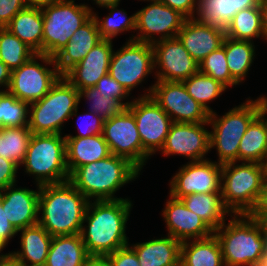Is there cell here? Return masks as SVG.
<instances>
[{"label":"cell","instance_id":"cell-1","mask_svg":"<svg viewBox=\"0 0 267 266\" xmlns=\"http://www.w3.org/2000/svg\"><path fill=\"white\" fill-rule=\"evenodd\" d=\"M132 202L129 199L89 201L84 216L81 238L90 256L106 257L129 245L126 223Z\"/></svg>","mask_w":267,"mask_h":266},{"label":"cell","instance_id":"cell-2","mask_svg":"<svg viewBox=\"0 0 267 266\" xmlns=\"http://www.w3.org/2000/svg\"><path fill=\"white\" fill-rule=\"evenodd\" d=\"M89 200L69 181L40 186V224L52 237L80 234Z\"/></svg>","mask_w":267,"mask_h":266},{"label":"cell","instance_id":"cell-3","mask_svg":"<svg viewBox=\"0 0 267 266\" xmlns=\"http://www.w3.org/2000/svg\"><path fill=\"white\" fill-rule=\"evenodd\" d=\"M140 170L127 158L110 154L104 159L76 168L69 182L89 201L119 200L116 191L126 183L137 179Z\"/></svg>","mask_w":267,"mask_h":266},{"label":"cell","instance_id":"cell-4","mask_svg":"<svg viewBox=\"0 0 267 266\" xmlns=\"http://www.w3.org/2000/svg\"><path fill=\"white\" fill-rule=\"evenodd\" d=\"M214 231L224 266H255L267 254V234L250 214H233Z\"/></svg>","mask_w":267,"mask_h":266},{"label":"cell","instance_id":"cell-5","mask_svg":"<svg viewBox=\"0 0 267 266\" xmlns=\"http://www.w3.org/2000/svg\"><path fill=\"white\" fill-rule=\"evenodd\" d=\"M236 163L221 165L222 201L233 214H250L261 193L266 165L253 162H242L241 165Z\"/></svg>","mask_w":267,"mask_h":266},{"label":"cell","instance_id":"cell-6","mask_svg":"<svg viewBox=\"0 0 267 266\" xmlns=\"http://www.w3.org/2000/svg\"><path fill=\"white\" fill-rule=\"evenodd\" d=\"M79 90L64 76L40 100L30 103L28 127L33 134H62V124L77 116Z\"/></svg>","mask_w":267,"mask_h":266},{"label":"cell","instance_id":"cell-7","mask_svg":"<svg viewBox=\"0 0 267 266\" xmlns=\"http://www.w3.org/2000/svg\"><path fill=\"white\" fill-rule=\"evenodd\" d=\"M264 96L256 100H247L245 103L234 107L221 117L216 112L209 114L210 149L216 148L218 164L238 162L239 143L250 123L260 114Z\"/></svg>","mask_w":267,"mask_h":266},{"label":"cell","instance_id":"cell-8","mask_svg":"<svg viewBox=\"0 0 267 266\" xmlns=\"http://www.w3.org/2000/svg\"><path fill=\"white\" fill-rule=\"evenodd\" d=\"M22 165L24 172L35 176L37 185L69 181L65 136L32 134Z\"/></svg>","mask_w":267,"mask_h":266},{"label":"cell","instance_id":"cell-9","mask_svg":"<svg viewBox=\"0 0 267 266\" xmlns=\"http://www.w3.org/2000/svg\"><path fill=\"white\" fill-rule=\"evenodd\" d=\"M43 14L42 54L54 57L74 32L92 17V9L74 0H58L41 8Z\"/></svg>","mask_w":267,"mask_h":266},{"label":"cell","instance_id":"cell-10","mask_svg":"<svg viewBox=\"0 0 267 266\" xmlns=\"http://www.w3.org/2000/svg\"><path fill=\"white\" fill-rule=\"evenodd\" d=\"M43 60L46 65H54L53 70L37 62ZM61 77L53 57L35 54L19 68L11 71L8 92L17 99L29 104L42 99Z\"/></svg>","mask_w":267,"mask_h":266},{"label":"cell","instance_id":"cell-11","mask_svg":"<svg viewBox=\"0 0 267 266\" xmlns=\"http://www.w3.org/2000/svg\"><path fill=\"white\" fill-rule=\"evenodd\" d=\"M127 108L135 117L141 138L143 168L149 156L163 148L173 122L151 96L133 99Z\"/></svg>","mask_w":267,"mask_h":266},{"label":"cell","instance_id":"cell-12","mask_svg":"<svg viewBox=\"0 0 267 266\" xmlns=\"http://www.w3.org/2000/svg\"><path fill=\"white\" fill-rule=\"evenodd\" d=\"M154 70L153 48L149 43L130 41L112 53L108 74L128 93Z\"/></svg>","mask_w":267,"mask_h":266},{"label":"cell","instance_id":"cell-13","mask_svg":"<svg viewBox=\"0 0 267 266\" xmlns=\"http://www.w3.org/2000/svg\"><path fill=\"white\" fill-rule=\"evenodd\" d=\"M148 90L141 97L151 96L172 122H208L210 113L187 92L183 82L157 80Z\"/></svg>","mask_w":267,"mask_h":266},{"label":"cell","instance_id":"cell-14","mask_svg":"<svg viewBox=\"0 0 267 266\" xmlns=\"http://www.w3.org/2000/svg\"><path fill=\"white\" fill-rule=\"evenodd\" d=\"M150 2L136 12V30L140 33L130 37V41L153 44L156 41L177 37L187 18L158 0H150ZM156 33L161 35L157 40L154 36Z\"/></svg>","mask_w":267,"mask_h":266},{"label":"cell","instance_id":"cell-15","mask_svg":"<svg viewBox=\"0 0 267 266\" xmlns=\"http://www.w3.org/2000/svg\"><path fill=\"white\" fill-rule=\"evenodd\" d=\"M103 138L110 153L127 158L140 171L142 170V143L135 117L126 108L119 115L104 120Z\"/></svg>","mask_w":267,"mask_h":266},{"label":"cell","instance_id":"cell-16","mask_svg":"<svg viewBox=\"0 0 267 266\" xmlns=\"http://www.w3.org/2000/svg\"><path fill=\"white\" fill-rule=\"evenodd\" d=\"M157 80L182 82L199 72V63L184 48L178 37L151 44Z\"/></svg>","mask_w":267,"mask_h":266},{"label":"cell","instance_id":"cell-17","mask_svg":"<svg viewBox=\"0 0 267 266\" xmlns=\"http://www.w3.org/2000/svg\"><path fill=\"white\" fill-rule=\"evenodd\" d=\"M170 195L180 199L194 193L221 192V164L210 160L190 161L170 181Z\"/></svg>","mask_w":267,"mask_h":266},{"label":"cell","instance_id":"cell-18","mask_svg":"<svg viewBox=\"0 0 267 266\" xmlns=\"http://www.w3.org/2000/svg\"><path fill=\"white\" fill-rule=\"evenodd\" d=\"M203 123L173 122L170 126L165 144L161 149L165 156L179 154L189 157L191 161H202L210 151V131Z\"/></svg>","mask_w":267,"mask_h":266},{"label":"cell","instance_id":"cell-19","mask_svg":"<svg viewBox=\"0 0 267 266\" xmlns=\"http://www.w3.org/2000/svg\"><path fill=\"white\" fill-rule=\"evenodd\" d=\"M14 187L15 184L6 187L0 192V197L7 219L19 231L38 224L40 185L38 191Z\"/></svg>","mask_w":267,"mask_h":266},{"label":"cell","instance_id":"cell-20","mask_svg":"<svg viewBox=\"0 0 267 266\" xmlns=\"http://www.w3.org/2000/svg\"><path fill=\"white\" fill-rule=\"evenodd\" d=\"M169 197L162 211L168 235L182 243L191 238V240L206 238L214 233L200 216L189 210L180 199L171 195Z\"/></svg>","mask_w":267,"mask_h":266},{"label":"cell","instance_id":"cell-21","mask_svg":"<svg viewBox=\"0 0 267 266\" xmlns=\"http://www.w3.org/2000/svg\"><path fill=\"white\" fill-rule=\"evenodd\" d=\"M112 47V40H101L64 77L79 91L94 87L100 78L108 74Z\"/></svg>","mask_w":267,"mask_h":266},{"label":"cell","instance_id":"cell-22","mask_svg":"<svg viewBox=\"0 0 267 266\" xmlns=\"http://www.w3.org/2000/svg\"><path fill=\"white\" fill-rule=\"evenodd\" d=\"M177 37L189 54L200 63L211 52L219 49L226 37L225 30L187 18Z\"/></svg>","mask_w":267,"mask_h":266},{"label":"cell","instance_id":"cell-23","mask_svg":"<svg viewBox=\"0 0 267 266\" xmlns=\"http://www.w3.org/2000/svg\"><path fill=\"white\" fill-rule=\"evenodd\" d=\"M101 40L103 39L92 16L74 32L67 45L53 57L60 75L64 76L77 65Z\"/></svg>","mask_w":267,"mask_h":266},{"label":"cell","instance_id":"cell-24","mask_svg":"<svg viewBox=\"0 0 267 266\" xmlns=\"http://www.w3.org/2000/svg\"><path fill=\"white\" fill-rule=\"evenodd\" d=\"M181 242L168 235L131 246L140 266H180Z\"/></svg>","mask_w":267,"mask_h":266},{"label":"cell","instance_id":"cell-25","mask_svg":"<svg viewBox=\"0 0 267 266\" xmlns=\"http://www.w3.org/2000/svg\"><path fill=\"white\" fill-rule=\"evenodd\" d=\"M267 97H264L260 114L250 123L239 143L238 161L267 163Z\"/></svg>","mask_w":267,"mask_h":266},{"label":"cell","instance_id":"cell-26","mask_svg":"<svg viewBox=\"0 0 267 266\" xmlns=\"http://www.w3.org/2000/svg\"><path fill=\"white\" fill-rule=\"evenodd\" d=\"M65 141L69 174L80 166L104 159L111 154L102 134L88 137H65Z\"/></svg>","mask_w":267,"mask_h":266},{"label":"cell","instance_id":"cell-27","mask_svg":"<svg viewBox=\"0 0 267 266\" xmlns=\"http://www.w3.org/2000/svg\"><path fill=\"white\" fill-rule=\"evenodd\" d=\"M261 0H199L197 21L226 29L235 14L247 8L258 7Z\"/></svg>","mask_w":267,"mask_h":266},{"label":"cell","instance_id":"cell-28","mask_svg":"<svg viewBox=\"0 0 267 266\" xmlns=\"http://www.w3.org/2000/svg\"><path fill=\"white\" fill-rule=\"evenodd\" d=\"M20 231L21 250L10 254L26 266H45L53 237L40 224Z\"/></svg>","mask_w":267,"mask_h":266},{"label":"cell","instance_id":"cell-29","mask_svg":"<svg viewBox=\"0 0 267 266\" xmlns=\"http://www.w3.org/2000/svg\"><path fill=\"white\" fill-rule=\"evenodd\" d=\"M37 54H42L43 14L41 8L25 7L5 26Z\"/></svg>","mask_w":267,"mask_h":266},{"label":"cell","instance_id":"cell-30","mask_svg":"<svg viewBox=\"0 0 267 266\" xmlns=\"http://www.w3.org/2000/svg\"><path fill=\"white\" fill-rule=\"evenodd\" d=\"M180 266H224L222 249L215 234L182 242Z\"/></svg>","mask_w":267,"mask_h":266},{"label":"cell","instance_id":"cell-31","mask_svg":"<svg viewBox=\"0 0 267 266\" xmlns=\"http://www.w3.org/2000/svg\"><path fill=\"white\" fill-rule=\"evenodd\" d=\"M89 257L80 234L54 236L45 266H83Z\"/></svg>","mask_w":267,"mask_h":266},{"label":"cell","instance_id":"cell-32","mask_svg":"<svg viewBox=\"0 0 267 266\" xmlns=\"http://www.w3.org/2000/svg\"><path fill=\"white\" fill-rule=\"evenodd\" d=\"M180 200L189 210L200 216L213 231L225 223V215L231 214L223 204L221 192L194 193Z\"/></svg>","mask_w":267,"mask_h":266},{"label":"cell","instance_id":"cell-33","mask_svg":"<svg viewBox=\"0 0 267 266\" xmlns=\"http://www.w3.org/2000/svg\"><path fill=\"white\" fill-rule=\"evenodd\" d=\"M253 41L233 40L224 38L222 47L225 49L227 64L231 77L239 84L244 81L255 57Z\"/></svg>","mask_w":267,"mask_h":266},{"label":"cell","instance_id":"cell-34","mask_svg":"<svg viewBox=\"0 0 267 266\" xmlns=\"http://www.w3.org/2000/svg\"><path fill=\"white\" fill-rule=\"evenodd\" d=\"M226 37L233 40L253 41L260 36L265 39L262 29L261 10L258 7L239 11L225 29Z\"/></svg>","mask_w":267,"mask_h":266},{"label":"cell","instance_id":"cell-35","mask_svg":"<svg viewBox=\"0 0 267 266\" xmlns=\"http://www.w3.org/2000/svg\"><path fill=\"white\" fill-rule=\"evenodd\" d=\"M32 134L28 126L0 128V157L22 165Z\"/></svg>","mask_w":267,"mask_h":266},{"label":"cell","instance_id":"cell-36","mask_svg":"<svg viewBox=\"0 0 267 266\" xmlns=\"http://www.w3.org/2000/svg\"><path fill=\"white\" fill-rule=\"evenodd\" d=\"M37 54L26 43L11 33L7 28L0 27V61L11 71L19 68Z\"/></svg>","mask_w":267,"mask_h":266},{"label":"cell","instance_id":"cell-37","mask_svg":"<svg viewBox=\"0 0 267 266\" xmlns=\"http://www.w3.org/2000/svg\"><path fill=\"white\" fill-rule=\"evenodd\" d=\"M182 82L187 92L209 113H212L213 110L207 102L209 103L216 99L227 89L219 81L200 72H197Z\"/></svg>","mask_w":267,"mask_h":266},{"label":"cell","instance_id":"cell-38","mask_svg":"<svg viewBox=\"0 0 267 266\" xmlns=\"http://www.w3.org/2000/svg\"><path fill=\"white\" fill-rule=\"evenodd\" d=\"M29 103L0 90V128L28 126Z\"/></svg>","mask_w":267,"mask_h":266},{"label":"cell","instance_id":"cell-39","mask_svg":"<svg viewBox=\"0 0 267 266\" xmlns=\"http://www.w3.org/2000/svg\"><path fill=\"white\" fill-rule=\"evenodd\" d=\"M118 5L106 7L111 12L104 19H101V21L96 13H92L102 39L112 40L113 37H116L117 34L123 31L136 30V13L127 17L124 10L117 9Z\"/></svg>","mask_w":267,"mask_h":266},{"label":"cell","instance_id":"cell-40","mask_svg":"<svg viewBox=\"0 0 267 266\" xmlns=\"http://www.w3.org/2000/svg\"><path fill=\"white\" fill-rule=\"evenodd\" d=\"M199 72L214 78L223 84L226 88L239 85L229 72L225 49L221 46L219 49L211 52L199 63Z\"/></svg>","mask_w":267,"mask_h":266},{"label":"cell","instance_id":"cell-41","mask_svg":"<svg viewBox=\"0 0 267 266\" xmlns=\"http://www.w3.org/2000/svg\"><path fill=\"white\" fill-rule=\"evenodd\" d=\"M100 90L95 87L84 88L79 91V99L83 96L91 102L90 111L96 113L104 120L110 119L119 115L126 107L119 101L112 97L104 98L100 94Z\"/></svg>","mask_w":267,"mask_h":266},{"label":"cell","instance_id":"cell-42","mask_svg":"<svg viewBox=\"0 0 267 266\" xmlns=\"http://www.w3.org/2000/svg\"><path fill=\"white\" fill-rule=\"evenodd\" d=\"M94 87L97 88V90H100V94L104 98L109 96L116 100H119L126 108L132 103V101L125 103L122 102L123 99L129 96V93L121 84H119L117 80L113 79L109 74H106L105 76L100 78Z\"/></svg>","mask_w":267,"mask_h":266},{"label":"cell","instance_id":"cell-43","mask_svg":"<svg viewBox=\"0 0 267 266\" xmlns=\"http://www.w3.org/2000/svg\"><path fill=\"white\" fill-rule=\"evenodd\" d=\"M82 118H81V120H82ZM83 120L85 122H82V123L80 122L81 124L78 125L79 126L78 129L80 131V133H78V135L71 136L68 134V135H64V136L65 137H88V136L102 134L103 124H104L103 118L98 116L96 113L90 111L89 113L87 112V114L86 113L84 114Z\"/></svg>","mask_w":267,"mask_h":266},{"label":"cell","instance_id":"cell-44","mask_svg":"<svg viewBox=\"0 0 267 266\" xmlns=\"http://www.w3.org/2000/svg\"><path fill=\"white\" fill-rule=\"evenodd\" d=\"M111 266H140L135 251L127 245L106 256Z\"/></svg>","mask_w":267,"mask_h":266},{"label":"cell","instance_id":"cell-45","mask_svg":"<svg viewBox=\"0 0 267 266\" xmlns=\"http://www.w3.org/2000/svg\"><path fill=\"white\" fill-rule=\"evenodd\" d=\"M25 7L24 0H0V27H5Z\"/></svg>","mask_w":267,"mask_h":266},{"label":"cell","instance_id":"cell-46","mask_svg":"<svg viewBox=\"0 0 267 266\" xmlns=\"http://www.w3.org/2000/svg\"><path fill=\"white\" fill-rule=\"evenodd\" d=\"M18 166L3 157H0V192L6 187L16 183Z\"/></svg>","mask_w":267,"mask_h":266},{"label":"cell","instance_id":"cell-47","mask_svg":"<svg viewBox=\"0 0 267 266\" xmlns=\"http://www.w3.org/2000/svg\"><path fill=\"white\" fill-rule=\"evenodd\" d=\"M166 6L179 11L186 18H194L199 0H158Z\"/></svg>","mask_w":267,"mask_h":266},{"label":"cell","instance_id":"cell-48","mask_svg":"<svg viewBox=\"0 0 267 266\" xmlns=\"http://www.w3.org/2000/svg\"><path fill=\"white\" fill-rule=\"evenodd\" d=\"M18 232L12 226V224L7 219V215L1 204L0 197V240L8 245L9 240L14 237Z\"/></svg>","mask_w":267,"mask_h":266},{"label":"cell","instance_id":"cell-49","mask_svg":"<svg viewBox=\"0 0 267 266\" xmlns=\"http://www.w3.org/2000/svg\"><path fill=\"white\" fill-rule=\"evenodd\" d=\"M261 226V229L267 234V206H255L250 213Z\"/></svg>","mask_w":267,"mask_h":266},{"label":"cell","instance_id":"cell-50","mask_svg":"<svg viewBox=\"0 0 267 266\" xmlns=\"http://www.w3.org/2000/svg\"><path fill=\"white\" fill-rule=\"evenodd\" d=\"M10 77L11 70L2 61H0V87H6V91L8 90L10 84Z\"/></svg>","mask_w":267,"mask_h":266},{"label":"cell","instance_id":"cell-51","mask_svg":"<svg viewBox=\"0 0 267 266\" xmlns=\"http://www.w3.org/2000/svg\"><path fill=\"white\" fill-rule=\"evenodd\" d=\"M83 266H111L106 257L90 256Z\"/></svg>","mask_w":267,"mask_h":266},{"label":"cell","instance_id":"cell-52","mask_svg":"<svg viewBox=\"0 0 267 266\" xmlns=\"http://www.w3.org/2000/svg\"><path fill=\"white\" fill-rule=\"evenodd\" d=\"M262 29L267 40V0H261L260 2Z\"/></svg>","mask_w":267,"mask_h":266},{"label":"cell","instance_id":"cell-53","mask_svg":"<svg viewBox=\"0 0 267 266\" xmlns=\"http://www.w3.org/2000/svg\"><path fill=\"white\" fill-rule=\"evenodd\" d=\"M256 206H267V172L262 181L261 193Z\"/></svg>","mask_w":267,"mask_h":266},{"label":"cell","instance_id":"cell-54","mask_svg":"<svg viewBox=\"0 0 267 266\" xmlns=\"http://www.w3.org/2000/svg\"><path fill=\"white\" fill-rule=\"evenodd\" d=\"M27 7H37L43 8L45 6L51 5L58 0H24Z\"/></svg>","mask_w":267,"mask_h":266},{"label":"cell","instance_id":"cell-55","mask_svg":"<svg viewBox=\"0 0 267 266\" xmlns=\"http://www.w3.org/2000/svg\"><path fill=\"white\" fill-rule=\"evenodd\" d=\"M2 266H26L22 262L15 259L11 254L3 262Z\"/></svg>","mask_w":267,"mask_h":266},{"label":"cell","instance_id":"cell-56","mask_svg":"<svg viewBox=\"0 0 267 266\" xmlns=\"http://www.w3.org/2000/svg\"><path fill=\"white\" fill-rule=\"evenodd\" d=\"M96 2V4L99 5V7H108L119 4L120 0H93Z\"/></svg>","mask_w":267,"mask_h":266},{"label":"cell","instance_id":"cell-57","mask_svg":"<svg viewBox=\"0 0 267 266\" xmlns=\"http://www.w3.org/2000/svg\"><path fill=\"white\" fill-rule=\"evenodd\" d=\"M255 266H267V254L263 257V259Z\"/></svg>","mask_w":267,"mask_h":266},{"label":"cell","instance_id":"cell-58","mask_svg":"<svg viewBox=\"0 0 267 266\" xmlns=\"http://www.w3.org/2000/svg\"><path fill=\"white\" fill-rule=\"evenodd\" d=\"M1 253V251H0ZM10 255V252L7 254L0 255V266H2L3 262L6 260V258Z\"/></svg>","mask_w":267,"mask_h":266},{"label":"cell","instance_id":"cell-59","mask_svg":"<svg viewBox=\"0 0 267 266\" xmlns=\"http://www.w3.org/2000/svg\"><path fill=\"white\" fill-rule=\"evenodd\" d=\"M4 247H6V245L0 240V251H3Z\"/></svg>","mask_w":267,"mask_h":266}]
</instances>
